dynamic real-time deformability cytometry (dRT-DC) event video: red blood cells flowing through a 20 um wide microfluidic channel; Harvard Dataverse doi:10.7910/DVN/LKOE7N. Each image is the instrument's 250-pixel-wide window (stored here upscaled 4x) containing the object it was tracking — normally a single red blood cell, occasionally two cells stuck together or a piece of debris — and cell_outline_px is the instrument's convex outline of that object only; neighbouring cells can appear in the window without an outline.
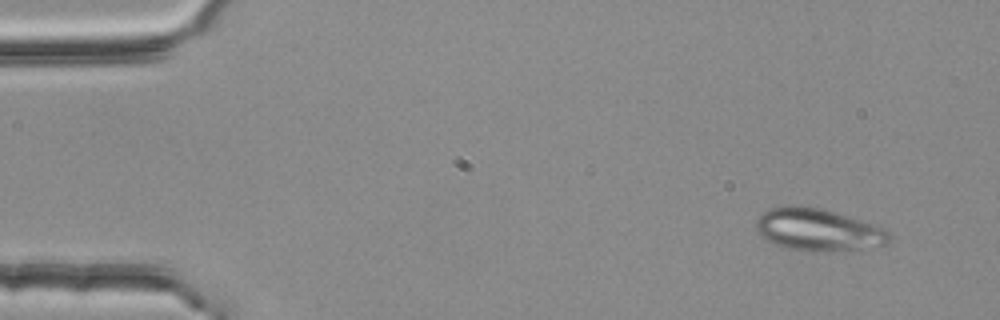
{"species": "common noctule bat (a hibernating species)", "species_latin": "Nyctalus noctula", "temperature_condition": "room temperature", "stored_images_in_passage": 3, "camera_frame_rate_fps": 3000, "um_per_image_px": 0.085, "animal": {"sex": "female", "body_mass_g": 25.1}, "frame": {"image": 1, "passage_image": 1, "time_ms": 0.0, "image_size_px": [1000, 320], "cell_outline_px": [[888, 240], [884, 244], [860, 248], [828, 252], [812, 252], [788, 248], [764, 240], [756, 232], [756, 220], [764, 212], [772, 208], [788, 204], [796, 204], [820, 208], [872, 224], [884, 228], [888, 232]], "centroid_in_image_um": [69.44, 19.52], "position_along_channel_um": 15.6, "area_um2": 32.54}}